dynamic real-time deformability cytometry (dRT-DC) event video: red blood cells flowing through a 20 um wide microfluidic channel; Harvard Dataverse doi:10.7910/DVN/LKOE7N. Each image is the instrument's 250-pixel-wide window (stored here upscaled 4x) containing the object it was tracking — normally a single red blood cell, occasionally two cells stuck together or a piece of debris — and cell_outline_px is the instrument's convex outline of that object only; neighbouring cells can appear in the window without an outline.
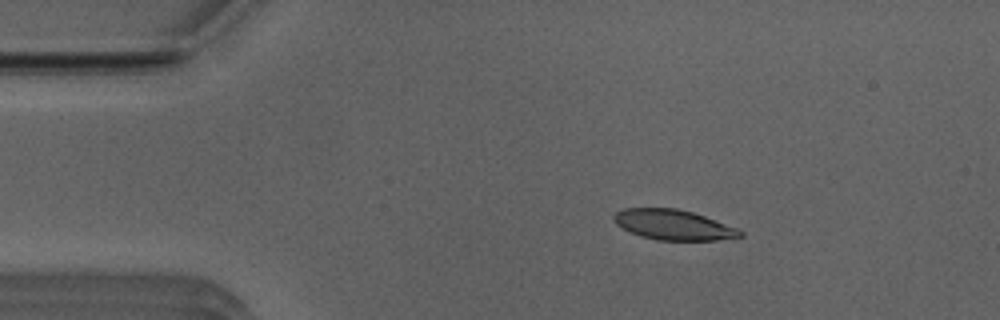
{"species": "Egyptian fruit bat (a non-hibernating species)", "species_latin": "Rousettus aegyptiacus", "temperature_condition": "room temperature", "stored_images_in_passage": 18, "camera_frame_rate_fps": 3000, "um_per_image_px": 0.085, "animal": {"sex": "male"}, "frame": {"image": 1, "passage_image": 8, "time_ms": 2.333, "image_size_px": [1000, 320], "cell_outline_px": [[744, 236], [716, 240], [656, 240], [640, 236], [616, 224], [612, 216], [616, 212], [624, 208], [676, 208], [692, 212], [704, 216], [736, 228], [744, 232]], "centroid_in_image_um": [57.23, 19.11], "position_along_channel_um": 27.8, "area_um2": 22.02}}